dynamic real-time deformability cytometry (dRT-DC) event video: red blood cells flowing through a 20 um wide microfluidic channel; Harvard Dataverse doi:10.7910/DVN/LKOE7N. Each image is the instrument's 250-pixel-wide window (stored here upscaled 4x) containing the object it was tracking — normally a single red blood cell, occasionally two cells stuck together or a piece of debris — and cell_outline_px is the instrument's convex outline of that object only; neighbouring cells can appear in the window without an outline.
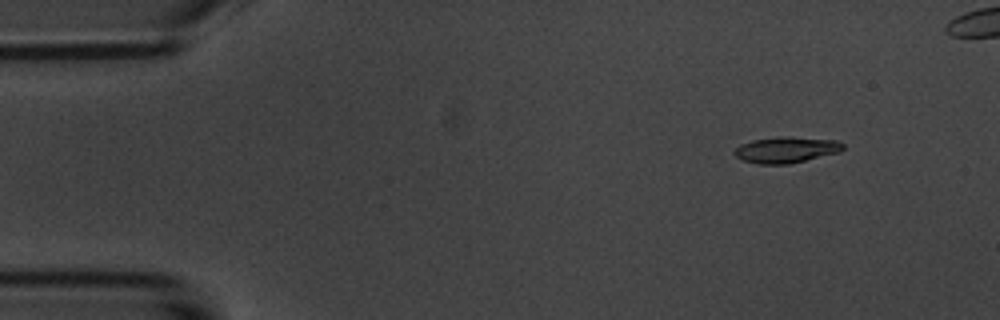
{"species": "common noctule bat (a hibernating species)", "species_latin": "Nyctalus noctula", "temperature_condition": "room temperature", "stored_images_in_passage": 6, "camera_frame_rate_fps": 3000, "um_per_image_px": 0.085, "animal": {"sex": "male", "body_mass_g": 20.1, "forearm_length_mm": 53.5}, "frame": {"image": 1, "passage_image": 2, "time_ms": 1.0, "image_size_px": [1000, 320], "cell_outline_px": [[844, 148], [840, 152], [788, 164], [756, 164], [744, 160], [736, 156], [732, 152], [740, 144], [752, 140], [784, 136], [836, 140], [844, 144]], "centroid_in_image_um": [66.82, 12.73], "position_along_channel_um": 18.2, "area_um2": 16.42}}